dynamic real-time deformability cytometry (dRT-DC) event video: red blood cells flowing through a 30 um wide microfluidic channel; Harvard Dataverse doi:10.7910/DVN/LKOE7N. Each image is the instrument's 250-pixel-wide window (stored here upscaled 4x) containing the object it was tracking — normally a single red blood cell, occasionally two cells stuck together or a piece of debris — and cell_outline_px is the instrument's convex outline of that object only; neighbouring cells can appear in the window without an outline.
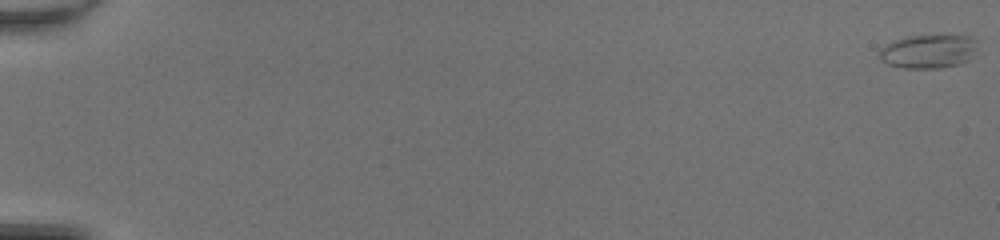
{"species": "common noctule bat (a hibernating species)", "species_latin": "Nyctalus noctula", "temperature_condition": "room temperature", "stored_images_in_passage": 51, "camera_frame_rate_fps": 3000, "um_per_image_px": 0.085, "animal": {"sex": "female", "body_mass_g": 20.0, "forearm_length_mm": 54.0}, "frame": {"image": 1, "passage_image": 1, "time_ms": 0.0, "image_size_px": [1000, 240], "cell_outline_px": [[976, 48], [968, 60], [960, 64], [940, 68], [904, 68], [888, 64], [880, 60], [880, 48], [884, 44], [908, 36], [972, 36], [976, 40]], "centroid_in_image_um": [78.89, 4.37], "position_along_channel_um": 6.1, "area_um2": 19.13}}
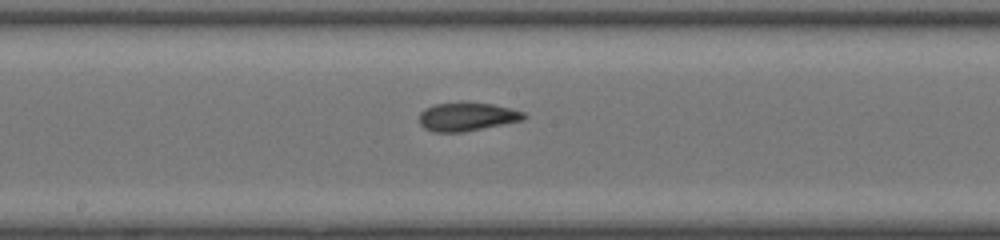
{"frame": {"image": 2, "passage_image": 30, "time_ms": 9.667, "image_size_px": [1000, 240], "cell_outline_px": [[528, 116], [524, 120], [464, 132], [432, 132], [424, 128], [420, 124], [420, 112], [424, 108], [436, 104], [460, 100], [464, 100], [492, 104], [524, 112]], "centroid_in_image_um": [39.68, 9.89], "position_along_channel_um": 208.5, "area_um2": 17.86}}
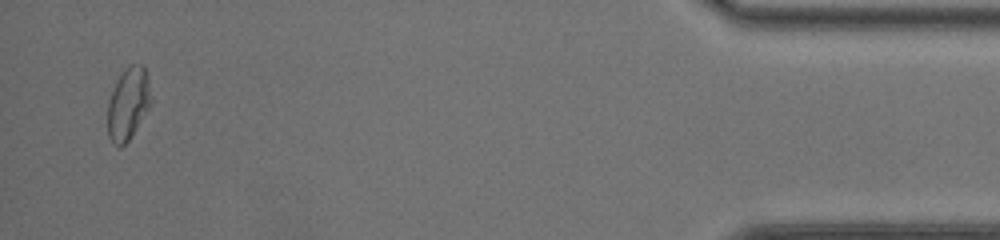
{"frame": {"image": 3, "passage_image": 50, "time_ms": 16.333, "image_size_px": [1000, 240], "cell_outline_px": [[152, 104], [128, 140], [120, 148], [112, 144], [108, 136], [108, 104], [112, 92], [120, 76], [132, 64], [144, 64], [148, 76], [152, 100]], "centroid_in_image_um": [10.92, 8.84], "position_along_channel_um": 424.3, "area_um2": 18.09}, "authors_computed_cell_mechanics": {"area_um2": 18.3804, "velocity_mm_per_s": 4.3154, "shape_relaxation_time_tau1_ms": null, "shape_relaxation_time_tau2_ms": 1.4083, "deformation_change_tau1": null, "deformation_change_tau2": 0.0601}}